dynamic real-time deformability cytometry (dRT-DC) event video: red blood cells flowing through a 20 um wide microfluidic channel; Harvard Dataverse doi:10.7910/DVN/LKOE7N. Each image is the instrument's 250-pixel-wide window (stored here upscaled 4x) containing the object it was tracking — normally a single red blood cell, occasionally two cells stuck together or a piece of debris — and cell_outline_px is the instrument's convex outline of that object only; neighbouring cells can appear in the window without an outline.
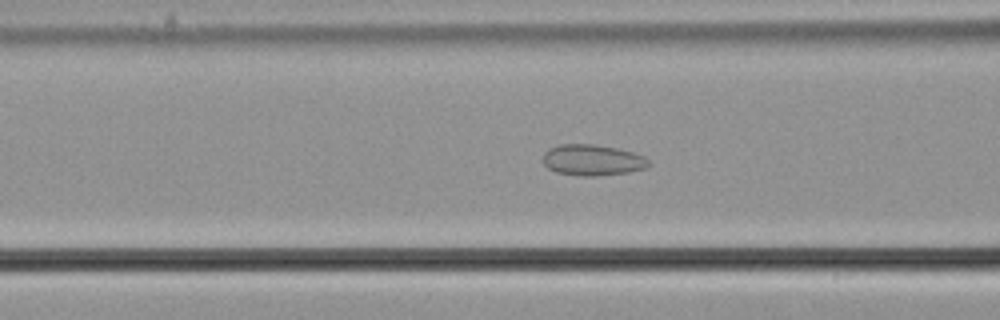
{"species": "common noctule bat (a hibernating species)", "species_latin": "Nyctalus noctula", "temperature_condition": "cold", "stored_images_in_passage": 57, "camera_frame_rate_fps": 3000, "um_per_image_px": 0.085, "animal": {"sex": "male", "body_mass_g": 21.5, "forearm_length_mm": 52.0}, "frame": {"image": 1, "passage_image": 23, "time_ms": 7.333, "image_size_px": [1000, 320], "cell_outline_px": [[652, 164], [648, 168], [628, 172], [596, 176], [580, 176], [556, 172], [548, 168], [544, 164], [544, 152], [548, 148], [560, 144], [596, 144], [616, 148], [632, 152], [644, 156]], "centroid_in_image_um": [50.37, 13.6], "position_along_channel_um": 116.2, "area_um2": 19.25}}
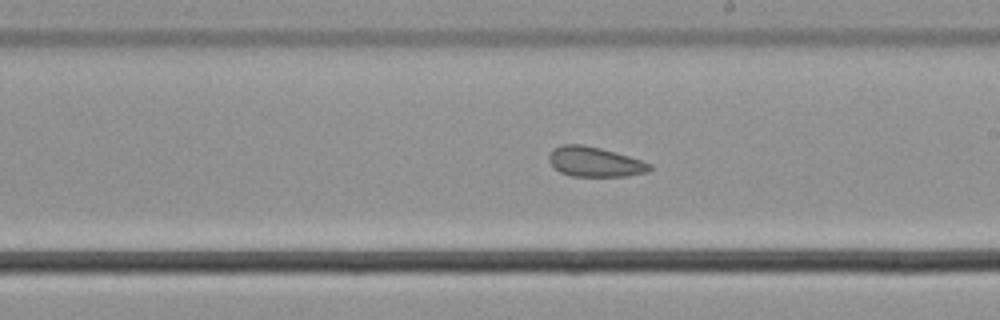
{"frame": {"image": 2, "passage_image": 33, "time_ms": 10.667, "image_size_px": [1000, 320], "cell_outline_px": [[652, 168], [648, 172], [628, 176], [572, 176], [560, 172], [552, 168], [548, 160], [548, 156], [552, 148], [560, 144], [584, 144], [600, 148], [628, 156], [652, 164]], "centroid_in_image_um": [50.5, 13.75], "position_along_channel_um": 238.5, "area_um2": 17.74}}
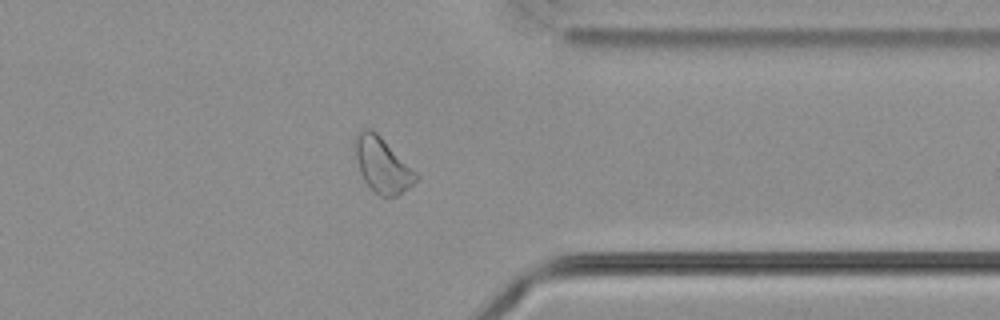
{"frame": {"image": 3, "passage_image": 45, "time_ms": 14.667, "image_size_px": [1000, 320], "cell_outline_px": [[420, 176], [412, 184], [396, 196], [380, 196], [364, 180], [360, 172], [356, 156], [356, 136], [360, 128], [372, 128]], "centroid_in_image_um": [32.49, 14.0], "position_along_channel_um": 378.9, "area_um2": 18.96}, "authors_computed_cell_mechanics": {"area_um2": 21.7328, "velocity_mm_per_s": 3.6715, "shape_relaxation_time_tau1_ms": null, "shape_relaxation_time_tau2_ms": 1.9798, "deformation_change_tau1": null, "deformation_change_tau2": 0.0804}}